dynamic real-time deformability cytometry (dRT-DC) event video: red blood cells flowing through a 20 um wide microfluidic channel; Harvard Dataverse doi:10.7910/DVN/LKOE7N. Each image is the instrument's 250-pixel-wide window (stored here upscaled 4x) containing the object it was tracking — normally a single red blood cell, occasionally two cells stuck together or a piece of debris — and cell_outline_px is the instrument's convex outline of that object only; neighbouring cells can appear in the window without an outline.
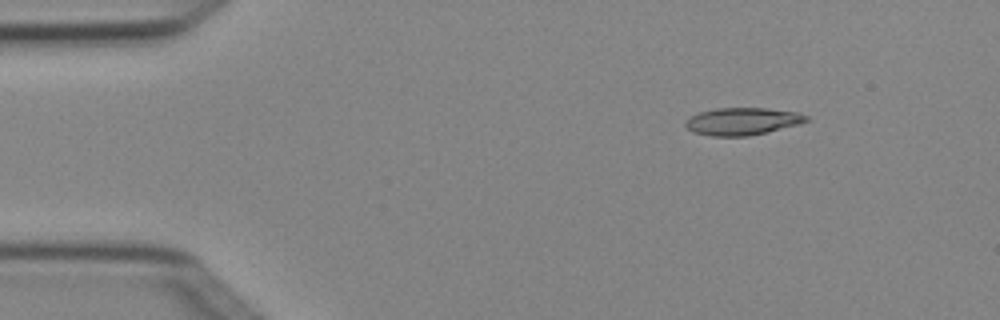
{"species": "Egyptian fruit bat (a non-hibernating species)", "species_latin": "Rousettus aegyptiacus", "temperature_condition": "cold", "stored_images_in_passage": 2, "camera_frame_rate_fps": 3000, "um_per_image_px": 0.085, "animal": {"sex": "female"}, "frame": {"image": 1, "passage_image": 2, "time_ms": 0.333, "image_size_px": [1000, 320], "cell_outline_px": [[808, 120], [800, 124], [748, 136], [712, 136], [692, 132], [684, 124], [684, 120], [700, 112], [716, 108], [768, 108], [796, 112], [808, 116]], "centroid_in_image_um": [63.08, 10.31], "position_along_channel_um": 21.9, "area_um2": 19.19}}